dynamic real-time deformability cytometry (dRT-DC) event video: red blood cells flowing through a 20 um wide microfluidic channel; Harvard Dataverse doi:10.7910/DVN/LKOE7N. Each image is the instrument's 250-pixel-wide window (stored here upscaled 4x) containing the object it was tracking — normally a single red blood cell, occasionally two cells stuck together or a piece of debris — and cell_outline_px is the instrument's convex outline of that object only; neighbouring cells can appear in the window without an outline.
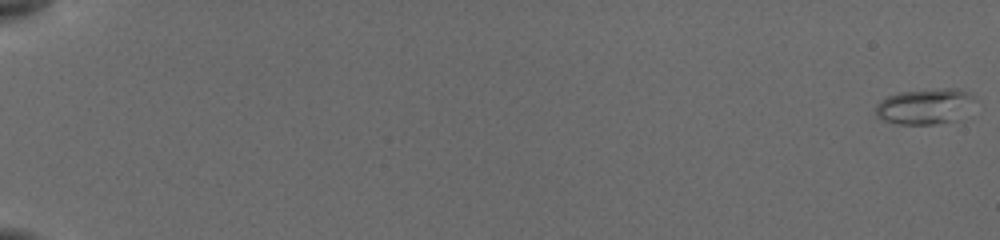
{"species": "common noctule bat (a hibernating species)", "species_latin": "Nyctalus noctula", "temperature_condition": "cold", "stored_images_in_passage": 73, "camera_frame_rate_fps": 3000, "um_per_image_px": 0.085, "animal": {"sex": "female", "body_mass_g": 19.5, "forearm_length_mm": 54.1}, "frame": {"image": 1, "passage_image": 1, "time_ms": 0.0, "image_size_px": [1000, 240], "cell_outline_px": [[976, 100], [956, 120], [932, 124], [900, 124], [880, 120], [876, 116], [876, 104], [880, 100], [888, 96], [900, 92], [940, 88], [956, 88], [968, 92]], "centroid_in_image_um": [78.57, 9.03], "position_along_channel_um": 6.4, "area_um2": 20.46}}
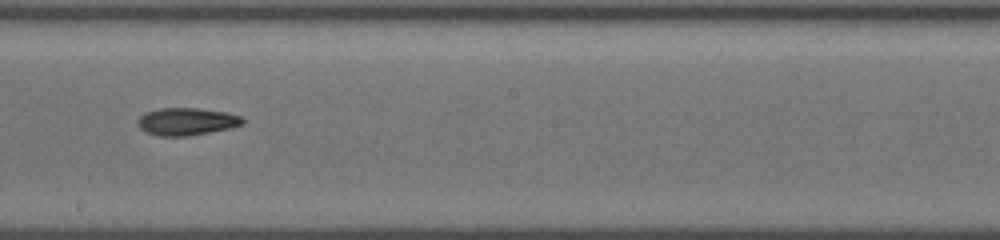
{"frame": {"image": 2, "passage_image": 46, "time_ms": 11.333, "image_size_px": [1000, 240], "cell_outline_px": [[244, 124], [232, 128], [188, 136], [160, 136], [144, 132], [136, 124], [136, 120], [144, 112], [160, 108], [200, 108], [228, 112], [240, 116], [244, 120]], "centroid_in_image_um": [15.85, 10.33], "position_along_channel_um": 232.4, "area_um2": 17.11}}
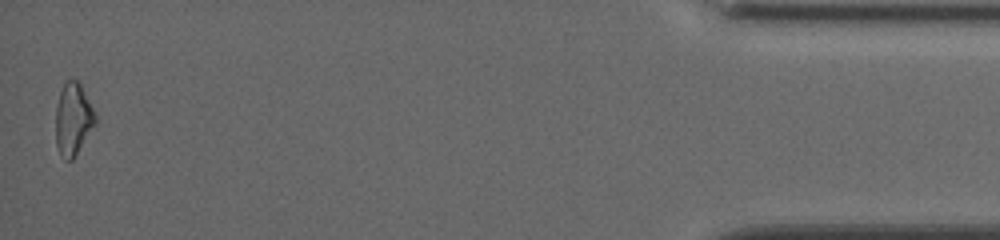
{"frame": {"image": 3, "passage_image": 72, "time_ms": 18.333, "image_size_px": [1000, 240], "cell_outline_px": [[96, 124], [72, 160], [68, 160], [60, 156], [56, 144], [56, 108], [60, 92], [64, 84], [68, 80], [80, 80], [96, 112]], "centroid_in_image_um": [6.24, 10.1], "position_along_channel_um": 429.0, "area_um2": 16.88}, "authors_computed_cell_mechanics": {"area_um2": 16.5886, "velocity_mm_per_s": 3.8751, "shape_relaxation_time_tau1_ms": 1.6981, "shape_relaxation_time_tau2_ms": 7.0481, "deformation_change_tau1": 0.1324, "deformation_change_tau2": 0.1781}}